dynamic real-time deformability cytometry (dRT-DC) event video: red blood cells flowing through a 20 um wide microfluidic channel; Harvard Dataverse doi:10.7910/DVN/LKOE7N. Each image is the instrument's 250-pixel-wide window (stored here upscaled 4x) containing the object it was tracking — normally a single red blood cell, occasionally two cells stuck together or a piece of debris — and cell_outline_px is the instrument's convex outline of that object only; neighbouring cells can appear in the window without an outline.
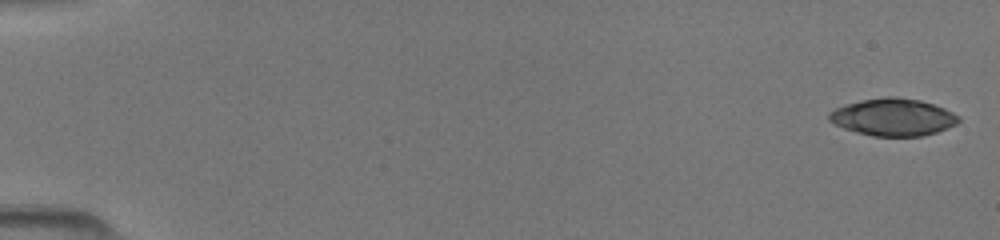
{"species": "common noctule bat (a hibernating species)", "species_latin": "Nyctalus noctula", "temperature_condition": "room temperature", "stored_images_in_passage": 48, "camera_frame_rate_fps": 3000, "um_per_image_px": 0.085, "animal": {"sex": "female", "body_mass_g": 19.5, "forearm_length_mm": 54.1}, "frame": {"image": 1, "passage_image": 1, "time_ms": 0.0, "image_size_px": [1000, 240], "cell_outline_px": [[960, 120], [956, 124], [948, 128], [936, 132], [920, 136], [872, 136], [856, 132], [844, 128], [828, 120], [828, 112], [836, 108], [860, 100], [888, 96], [892, 96], [920, 100], [944, 108], [960, 116]], "centroid_in_image_um": [75.91, 9.96], "position_along_channel_um": 9.1, "area_um2": 28.03}}
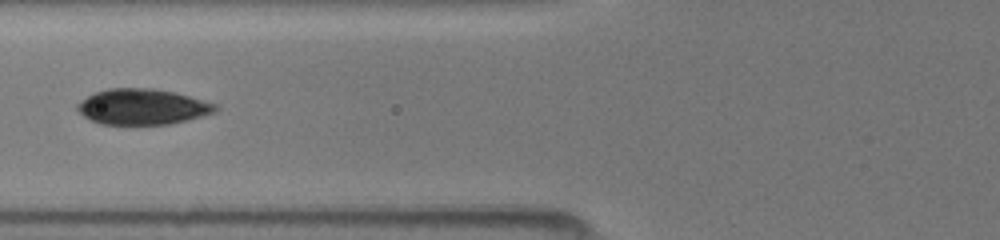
{"frame": {"image": 2, "passage_image": 20, "time_ms": 6.333, "image_size_px": [1000, 240], "cell_outline_px": [[220, 108], [216, 112], [188, 120], [168, 124], [100, 124], [84, 116], [76, 108], [76, 104], [88, 96], [96, 92], [108, 88], [152, 88], [176, 92], [216, 104]], "centroid_in_image_um": [12.13, 9.07], "position_along_channel_um": 113.7, "area_um2": 28.67}}
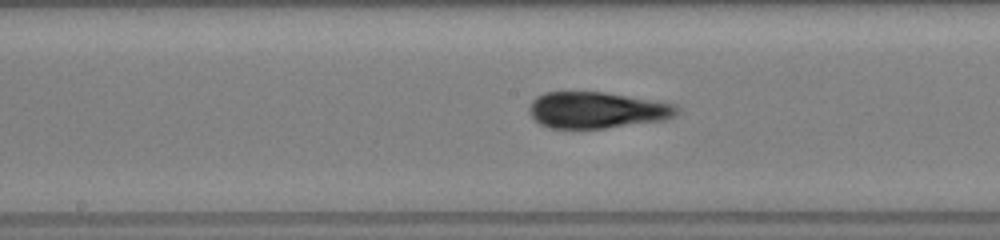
{"frame": {"image": 3, "passage_image": 26, "time_ms": 8.333, "image_size_px": [1000, 240], "cell_outline_px": [[680, 112], [664, 120], [604, 128], [548, 128], [540, 124], [532, 116], [528, 108], [532, 100], [536, 96], [544, 92], [604, 92], [676, 104], [680, 108]], "centroid_in_image_um": [50.72, 9.35], "position_along_channel_um": 197.5, "area_um2": 31.21}}